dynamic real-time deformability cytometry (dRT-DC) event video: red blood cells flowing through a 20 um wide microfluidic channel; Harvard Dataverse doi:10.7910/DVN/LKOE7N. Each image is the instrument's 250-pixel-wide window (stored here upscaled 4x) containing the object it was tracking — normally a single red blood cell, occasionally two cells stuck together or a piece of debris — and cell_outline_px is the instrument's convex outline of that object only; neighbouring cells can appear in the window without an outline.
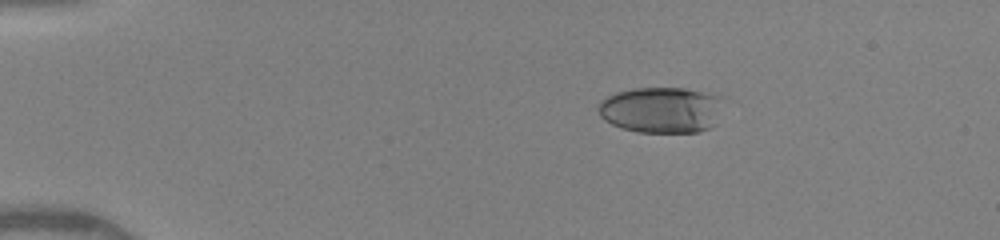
{"species": "human", "species_latin": "Homo sapiens", "temperature_condition": "warm", "stored_images_in_passage": 42, "camera_frame_rate_fps": 3000, "um_per_image_px": 0.085, "donor": {"sex": "female"}, "frame": {"image": 1, "passage_image": 1, "time_ms": 0.0, "image_size_px": [1000, 240], "cell_outline_px": [[720, 96], [708, 128], [700, 132], [636, 132], [612, 124], [604, 120], [600, 116], [596, 108], [600, 100], [616, 92], [632, 88], [684, 88]], "centroid_in_image_um": [56.03, 9.33], "position_along_channel_um": 29.0, "area_um2": 32.66}}
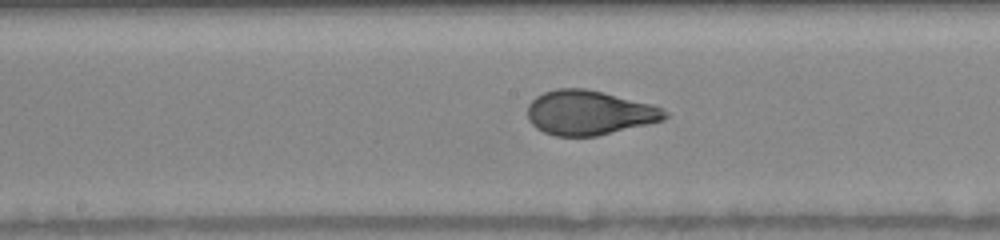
{"frame": {"image": 2, "passage_image": 19, "time_ms": 6.0, "image_size_px": [1000, 240], "cell_outline_px": [[668, 116], [664, 120], [648, 124], [596, 136], [556, 136], [544, 132], [536, 128], [528, 120], [528, 104], [536, 96], [544, 92], [556, 88], [584, 88], [652, 104], [668, 112]], "centroid_in_image_um": [50.06, 9.58], "position_along_channel_um": 198.1, "area_um2": 35.49}}
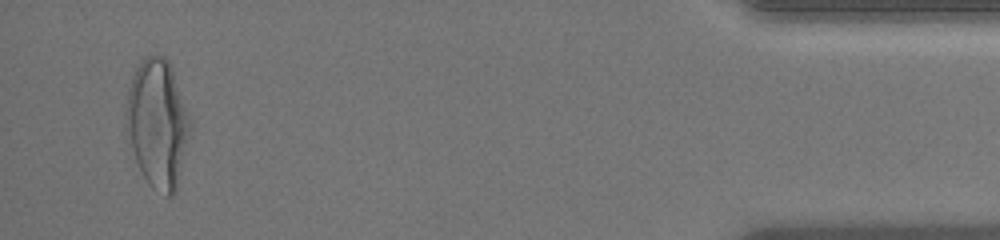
{"frame": {"image": 3, "passage_image": 40, "time_ms": 13.0, "image_size_px": [1000, 240], "cell_outline_px": [[192, 128], [176, 192], [172, 196], [164, 196], [152, 188], [148, 184], [136, 160], [124, 128], [124, 108], [128, 88], [132, 76], [136, 68], [148, 56], [164, 56], [168, 60], [172, 68], [192, 120]], "centroid_in_image_um": [13.4, 10.52], "position_along_channel_um": 421.8, "area_um2": 48.61}, "authors_computed_cell_mechanics": {"area_um2": 35.836, "velocity_mm_per_s": 4.1194, "shape_relaxation_time_tau1_ms": 4.5782, "shape_relaxation_time_tau2_ms": null, "deformation_change_tau1": 0.214, "deformation_change_tau2": null}}